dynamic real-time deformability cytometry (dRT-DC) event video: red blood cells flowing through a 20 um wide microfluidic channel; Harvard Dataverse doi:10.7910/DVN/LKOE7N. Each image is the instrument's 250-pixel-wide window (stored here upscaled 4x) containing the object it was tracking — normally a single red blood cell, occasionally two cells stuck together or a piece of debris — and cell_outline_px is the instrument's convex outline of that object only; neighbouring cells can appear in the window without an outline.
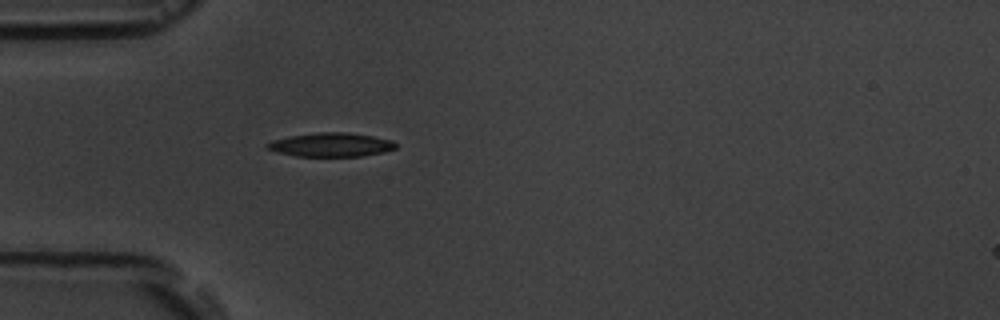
{"species": "common noctule bat (a hibernating species)", "species_latin": "Nyctalus noctula", "temperature_condition": "room temperature", "stored_images_in_passage": 1, "camera_frame_rate_fps": 3000, "um_per_image_px": 0.085, "animal": {"sex": "male", "body_mass_g": 19.5, "forearm_length_mm": 54.6}, "frame": {"image": 1, "passage_image": 1, "time_ms": 0.0, "image_size_px": [1000, 320], "cell_outline_px": [[396, 148], [384, 152], [360, 156], [296, 156], [264, 148], [264, 144], [272, 140], [288, 136], [320, 132], [348, 132], [372, 136], [392, 140], [396, 144]], "centroid_in_image_um": [28.11, 12.3], "position_along_channel_um": 56.9, "area_um2": 17.86}}